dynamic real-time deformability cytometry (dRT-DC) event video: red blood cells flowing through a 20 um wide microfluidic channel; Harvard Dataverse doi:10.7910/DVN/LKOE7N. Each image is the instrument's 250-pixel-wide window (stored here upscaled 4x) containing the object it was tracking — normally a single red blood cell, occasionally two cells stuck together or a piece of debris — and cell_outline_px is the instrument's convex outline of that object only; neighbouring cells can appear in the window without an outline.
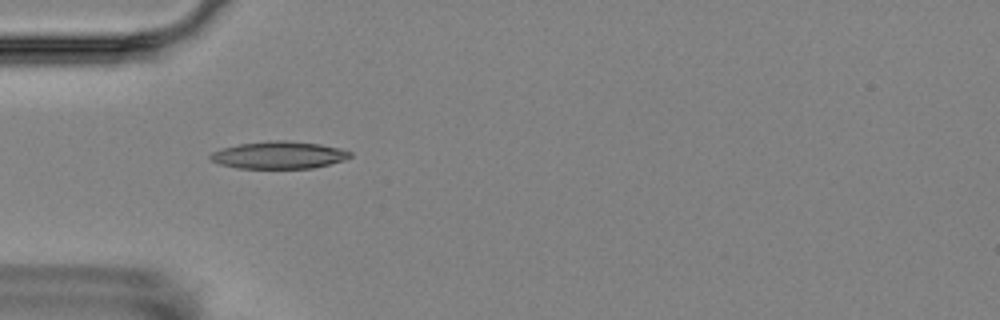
{"species": "Egyptian fruit bat (a non-hibernating species)", "species_latin": "Rousettus aegyptiacus", "temperature_condition": "room temperature", "stored_images_in_passage": 6, "camera_frame_rate_fps": 3000, "um_per_image_px": 0.085, "animal": {"sex": "female"}, "frame": {"image": 1, "passage_image": 4, "time_ms": 5.333, "image_size_px": [1000, 320], "cell_outline_px": [[352, 156], [344, 160], [312, 168], [236, 168], [220, 164], [212, 160], [208, 156], [212, 152], [224, 148], [240, 144], [276, 140], [288, 140], [320, 144], [340, 148], [352, 152]], "centroid_in_image_um": [23.73, 13.18], "position_along_channel_um": 61.3, "area_um2": 22.08}}
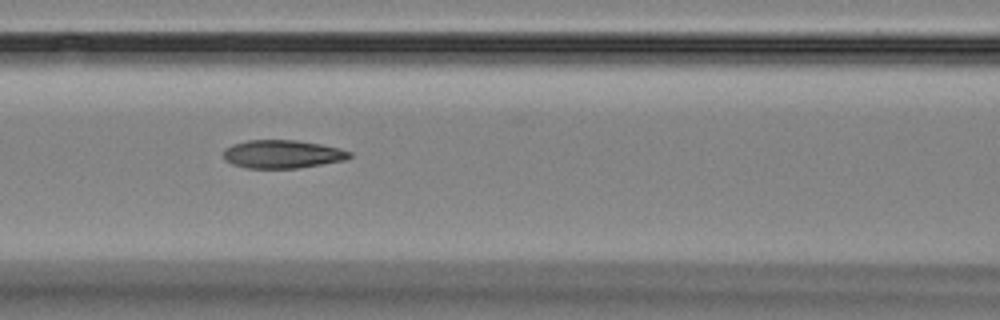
{"frame": {"image": 2, "passage_image": 6, "time_ms": 7.667, "image_size_px": [1000, 320], "cell_outline_px": [[352, 156], [344, 160], [296, 168], [248, 168], [232, 164], [224, 160], [224, 148], [232, 144], [248, 140], [296, 140], [320, 144], [340, 148], [352, 152]], "centroid_in_image_um": [23.98, 13.09], "position_along_channel_um": 142.6, "area_um2": 20.69}}